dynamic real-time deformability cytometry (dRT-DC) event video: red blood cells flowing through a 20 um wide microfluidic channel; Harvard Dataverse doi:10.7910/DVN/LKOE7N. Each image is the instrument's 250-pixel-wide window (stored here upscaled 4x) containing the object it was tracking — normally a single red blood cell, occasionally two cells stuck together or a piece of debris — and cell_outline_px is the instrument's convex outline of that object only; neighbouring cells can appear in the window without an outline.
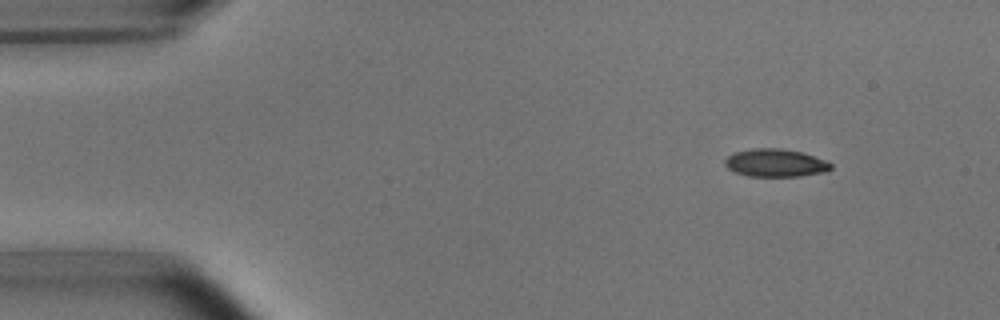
{"species": "common noctule bat (a hibernating species)", "species_latin": "Nyctalus noctula", "temperature_condition": "room temperature", "stored_images_in_passage": 4, "camera_frame_rate_fps": 3000, "um_per_image_px": 0.085, "animal": {"sex": "male", "body_mass_g": 15.6}, "frame": {"image": 1, "passage_image": 2, "time_ms": 1.0, "image_size_px": [1000, 320], "cell_outline_px": [[832, 168], [824, 172], [800, 176], [748, 176], [732, 172], [724, 164], [724, 160], [728, 156], [736, 152], [752, 148], [780, 148], [800, 152], [824, 160], [832, 164]], "centroid_in_image_um": [65.87, 13.85], "position_along_channel_um": 19.1, "area_um2": 17.11}}